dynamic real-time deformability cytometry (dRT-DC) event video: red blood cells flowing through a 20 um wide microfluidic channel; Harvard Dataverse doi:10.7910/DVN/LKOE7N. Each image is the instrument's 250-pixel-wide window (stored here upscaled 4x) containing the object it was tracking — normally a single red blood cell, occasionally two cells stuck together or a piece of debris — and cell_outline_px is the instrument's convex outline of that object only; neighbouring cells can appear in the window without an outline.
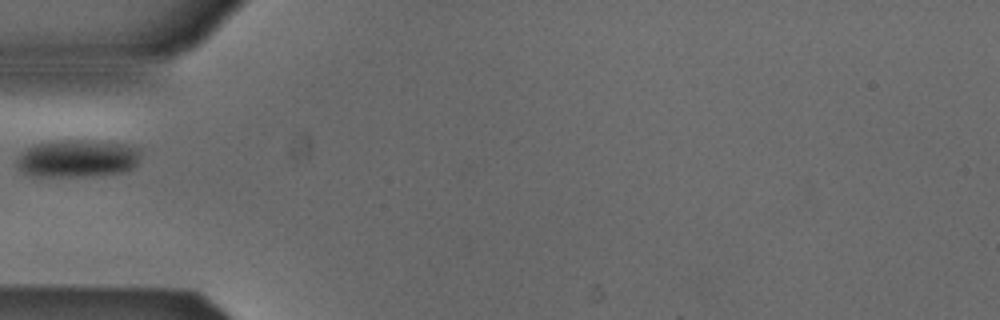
{"species": "Egyptian fruit bat (a non-hibernating species)", "species_latin": "Rousettus aegyptiacus", "temperature_condition": "cold", "stored_images_in_passage": 23, "camera_frame_rate_fps": 3000, "um_per_image_px": 0.085, "animal": {"sex": "male"}, "frame": {"image": 1, "passage_image": 1, "time_ms": 0.0, "image_size_px": [1000, 320], "cell_outline_px": [[140, 160], [132, 168], [124, 172], [84, 176], [32, 176], [24, 172], [16, 164], [16, 160], [28, 148], [36, 144], [56, 140], [96, 140], [124, 144], [140, 148]], "centroid_in_image_um": [6.63, 13.46], "position_along_channel_um": 78.4, "area_um2": 27.11}}